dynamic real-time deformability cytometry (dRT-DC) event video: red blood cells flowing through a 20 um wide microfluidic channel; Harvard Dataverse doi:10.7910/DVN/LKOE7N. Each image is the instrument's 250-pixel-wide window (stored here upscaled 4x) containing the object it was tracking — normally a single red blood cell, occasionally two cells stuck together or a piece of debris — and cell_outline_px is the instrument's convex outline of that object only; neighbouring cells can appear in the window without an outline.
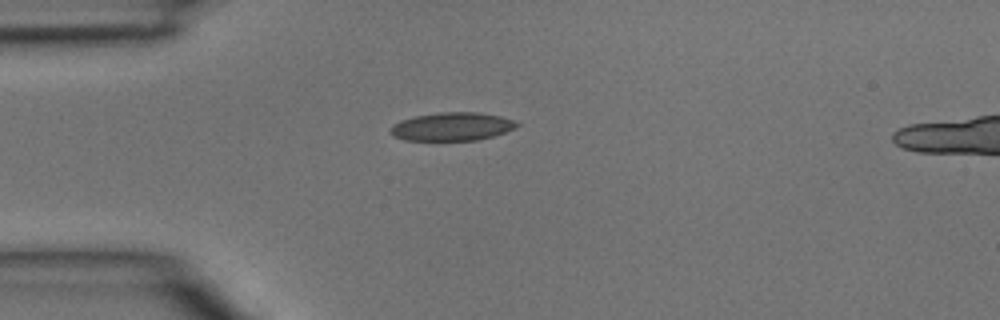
{"species": "common noctule bat (a hibernating species)", "species_latin": "Nyctalus noctula", "temperature_condition": "room temperature", "stored_images_in_passage": 2, "camera_frame_rate_fps": 3000, "um_per_image_px": 0.085, "animal": {"sex": "male", "body_mass_g": 15.6}, "frame": {"image": 1, "passage_image": 1, "time_ms": 0.0, "image_size_px": [1000, 320], "cell_outline_px": [[520, 124], [516, 128], [492, 136], [476, 140], [404, 140], [392, 136], [388, 132], [392, 124], [400, 120], [416, 116], [440, 112], [476, 112], [500, 116], [512, 120]], "centroid_in_image_um": [38.37, 10.76], "position_along_channel_um": 46.6, "area_um2": 20.81}}